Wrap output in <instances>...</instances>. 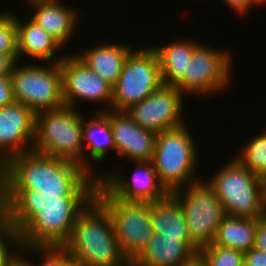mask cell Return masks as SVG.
I'll list each match as a JSON object with an SVG mask.
<instances>
[{
    "label": "cell",
    "instance_id": "30",
    "mask_svg": "<svg viewBox=\"0 0 266 266\" xmlns=\"http://www.w3.org/2000/svg\"><path fill=\"white\" fill-rule=\"evenodd\" d=\"M14 102L11 76L0 77V108Z\"/></svg>",
    "mask_w": 266,
    "mask_h": 266
},
{
    "label": "cell",
    "instance_id": "2",
    "mask_svg": "<svg viewBox=\"0 0 266 266\" xmlns=\"http://www.w3.org/2000/svg\"><path fill=\"white\" fill-rule=\"evenodd\" d=\"M77 163L34 151L10 158L0 168V190L41 194H95L99 180Z\"/></svg>",
    "mask_w": 266,
    "mask_h": 266
},
{
    "label": "cell",
    "instance_id": "17",
    "mask_svg": "<svg viewBox=\"0 0 266 266\" xmlns=\"http://www.w3.org/2000/svg\"><path fill=\"white\" fill-rule=\"evenodd\" d=\"M197 256L182 237H162L153 233L131 266H185Z\"/></svg>",
    "mask_w": 266,
    "mask_h": 266
},
{
    "label": "cell",
    "instance_id": "22",
    "mask_svg": "<svg viewBox=\"0 0 266 266\" xmlns=\"http://www.w3.org/2000/svg\"><path fill=\"white\" fill-rule=\"evenodd\" d=\"M85 117L83 116L84 168L91 173L93 171L90 161L101 163L110 149L115 151V142L109 119L103 113H95L94 118L89 120Z\"/></svg>",
    "mask_w": 266,
    "mask_h": 266
},
{
    "label": "cell",
    "instance_id": "4",
    "mask_svg": "<svg viewBox=\"0 0 266 266\" xmlns=\"http://www.w3.org/2000/svg\"><path fill=\"white\" fill-rule=\"evenodd\" d=\"M32 151L84 167L83 115L69 106L36 113Z\"/></svg>",
    "mask_w": 266,
    "mask_h": 266
},
{
    "label": "cell",
    "instance_id": "18",
    "mask_svg": "<svg viewBox=\"0 0 266 266\" xmlns=\"http://www.w3.org/2000/svg\"><path fill=\"white\" fill-rule=\"evenodd\" d=\"M62 0H27L34 10L30 19L54 37L63 47L76 31L80 17L77 10L65 6Z\"/></svg>",
    "mask_w": 266,
    "mask_h": 266
},
{
    "label": "cell",
    "instance_id": "31",
    "mask_svg": "<svg viewBox=\"0 0 266 266\" xmlns=\"http://www.w3.org/2000/svg\"><path fill=\"white\" fill-rule=\"evenodd\" d=\"M244 266H266V251L251 248L244 253Z\"/></svg>",
    "mask_w": 266,
    "mask_h": 266
},
{
    "label": "cell",
    "instance_id": "11",
    "mask_svg": "<svg viewBox=\"0 0 266 266\" xmlns=\"http://www.w3.org/2000/svg\"><path fill=\"white\" fill-rule=\"evenodd\" d=\"M230 53L199 43L188 63L184 77L175 85L186 96L214 95L228 89L232 62Z\"/></svg>",
    "mask_w": 266,
    "mask_h": 266
},
{
    "label": "cell",
    "instance_id": "25",
    "mask_svg": "<svg viewBox=\"0 0 266 266\" xmlns=\"http://www.w3.org/2000/svg\"><path fill=\"white\" fill-rule=\"evenodd\" d=\"M245 142L236 158L243 166L248 168L263 180H266V129Z\"/></svg>",
    "mask_w": 266,
    "mask_h": 266
},
{
    "label": "cell",
    "instance_id": "3",
    "mask_svg": "<svg viewBox=\"0 0 266 266\" xmlns=\"http://www.w3.org/2000/svg\"><path fill=\"white\" fill-rule=\"evenodd\" d=\"M63 247L72 260L87 266H131L122 253L109 214L95 199L78 216Z\"/></svg>",
    "mask_w": 266,
    "mask_h": 266
},
{
    "label": "cell",
    "instance_id": "36",
    "mask_svg": "<svg viewBox=\"0 0 266 266\" xmlns=\"http://www.w3.org/2000/svg\"><path fill=\"white\" fill-rule=\"evenodd\" d=\"M67 266H87V265H84V264H81V263H78L77 261H74V260H71Z\"/></svg>",
    "mask_w": 266,
    "mask_h": 266
},
{
    "label": "cell",
    "instance_id": "34",
    "mask_svg": "<svg viewBox=\"0 0 266 266\" xmlns=\"http://www.w3.org/2000/svg\"><path fill=\"white\" fill-rule=\"evenodd\" d=\"M224 4L228 5L239 16H245L250 8L255 5L254 0H222Z\"/></svg>",
    "mask_w": 266,
    "mask_h": 266
},
{
    "label": "cell",
    "instance_id": "10",
    "mask_svg": "<svg viewBox=\"0 0 266 266\" xmlns=\"http://www.w3.org/2000/svg\"><path fill=\"white\" fill-rule=\"evenodd\" d=\"M183 208L191 243L200 250L211 245L226 216L221 201L206 183L197 181L171 192Z\"/></svg>",
    "mask_w": 266,
    "mask_h": 266
},
{
    "label": "cell",
    "instance_id": "1",
    "mask_svg": "<svg viewBox=\"0 0 266 266\" xmlns=\"http://www.w3.org/2000/svg\"><path fill=\"white\" fill-rule=\"evenodd\" d=\"M95 194H41L0 190V211L17 230L21 247H63Z\"/></svg>",
    "mask_w": 266,
    "mask_h": 266
},
{
    "label": "cell",
    "instance_id": "5",
    "mask_svg": "<svg viewBox=\"0 0 266 266\" xmlns=\"http://www.w3.org/2000/svg\"><path fill=\"white\" fill-rule=\"evenodd\" d=\"M191 133L188 126L183 124L159 132L156 136L151 162L160 183L170 193L202 180L195 175L199 150Z\"/></svg>",
    "mask_w": 266,
    "mask_h": 266
},
{
    "label": "cell",
    "instance_id": "37",
    "mask_svg": "<svg viewBox=\"0 0 266 266\" xmlns=\"http://www.w3.org/2000/svg\"><path fill=\"white\" fill-rule=\"evenodd\" d=\"M265 189H264V215H266V180L264 182Z\"/></svg>",
    "mask_w": 266,
    "mask_h": 266
},
{
    "label": "cell",
    "instance_id": "16",
    "mask_svg": "<svg viewBox=\"0 0 266 266\" xmlns=\"http://www.w3.org/2000/svg\"><path fill=\"white\" fill-rule=\"evenodd\" d=\"M107 107L95 113H103L109 119L116 153L132 162L152 161L157 134L140 127L127 111Z\"/></svg>",
    "mask_w": 266,
    "mask_h": 266
},
{
    "label": "cell",
    "instance_id": "9",
    "mask_svg": "<svg viewBox=\"0 0 266 266\" xmlns=\"http://www.w3.org/2000/svg\"><path fill=\"white\" fill-rule=\"evenodd\" d=\"M161 84L159 58L153 46L132 49L112 86V110L127 111Z\"/></svg>",
    "mask_w": 266,
    "mask_h": 266
},
{
    "label": "cell",
    "instance_id": "24",
    "mask_svg": "<svg viewBox=\"0 0 266 266\" xmlns=\"http://www.w3.org/2000/svg\"><path fill=\"white\" fill-rule=\"evenodd\" d=\"M256 229L257 219L226 215L212 244L245 253L255 247Z\"/></svg>",
    "mask_w": 266,
    "mask_h": 266
},
{
    "label": "cell",
    "instance_id": "19",
    "mask_svg": "<svg viewBox=\"0 0 266 266\" xmlns=\"http://www.w3.org/2000/svg\"><path fill=\"white\" fill-rule=\"evenodd\" d=\"M26 20L22 22L16 16L19 62L24 56H29L41 60V63H59L64 55L58 58L56 54L64 47L30 18Z\"/></svg>",
    "mask_w": 266,
    "mask_h": 266
},
{
    "label": "cell",
    "instance_id": "26",
    "mask_svg": "<svg viewBox=\"0 0 266 266\" xmlns=\"http://www.w3.org/2000/svg\"><path fill=\"white\" fill-rule=\"evenodd\" d=\"M198 257L205 266H244V253L213 244L201 248Z\"/></svg>",
    "mask_w": 266,
    "mask_h": 266
},
{
    "label": "cell",
    "instance_id": "32",
    "mask_svg": "<svg viewBox=\"0 0 266 266\" xmlns=\"http://www.w3.org/2000/svg\"><path fill=\"white\" fill-rule=\"evenodd\" d=\"M255 247L259 250L266 251V215L257 219Z\"/></svg>",
    "mask_w": 266,
    "mask_h": 266
},
{
    "label": "cell",
    "instance_id": "6",
    "mask_svg": "<svg viewBox=\"0 0 266 266\" xmlns=\"http://www.w3.org/2000/svg\"><path fill=\"white\" fill-rule=\"evenodd\" d=\"M226 163L206 182L221 201L225 214L251 219L263 216L265 180L236 158Z\"/></svg>",
    "mask_w": 266,
    "mask_h": 266
},
{
    "label": "cell",
    "instance_id": "33",
    "mask_svg": "<svg viewBox=\"0 0 266 266\" xmlns=\"http://www.w3.org/2000/svg\"><path fill=\"white\" fill-rule=\"evenodd\" d=\"M18 61V55L0 54V77L11 76L12 70Z\"/></svg>",
    "mask_w": 266,
    "mask_h": 266
},
{
    "label": "cell",
    "instance_id": "23",
    "mask_svg": "<svg viewBox=\"0 0 266 266\" xmlns=\"http://www.w3.org/2000/svg\"><path fill=\"white\" fill-rule=\"evenodd\" d=\"M200 43L187 39L168 45H154L160 63L162 84L175 86L183 77L195 47Z\"/></svg>",
    "mask_w": 266,
    "mask_h": 266
},
{
    "label": "cell",
    "instance_id": "20",
    "mask_svg": "<svg viewBox=\"0 0 266 266\" xmlns=\"http://www.w3.org/2000/svg\"><path fill=\"white\" fill-rule=\"evenodd\" d=\"M150 216L153 232L162 237H182L197 253L191 243L186 217L179 200L168 193L164 198L150 202Z\"/></svg>",
    "mask_w": 266,
    "mask_h": 266
},
{
    "label": "cell",
    "instance_id": "7",
    "mask_svg": "<svg viewBox=\"0 0 266 266\" xmlns=\"http://www.w3.org/2000/svg\"><path fill=\"white\" fill-rule=\"evenodd\" d=\"M95 200L109 214L122 253L131 263L153 235L150 202H126L115 198L100 182Z\"/></svg>",
    "mask_w": 266,
    "mask_h": 266
},
{
    "label": "cell",
    "instance_id": "29",
    "mask_svg": "<svg viewBox=\"0 0 266 266\" xmlns=\"http://www.w3.org/2000/svg\"><path fill=\"white\" fill-rule=\"evenodd\" d=\"M22 253L27 255L33 251L34 253H41V261L39 266H67V264L72 260L68 254V251L64 247H24L21 248ZM43 255V257H42ZM32 266H36L33 265ZM38 266V265H37Z\"/></svg>",
    "mask_w": 266,
    "mask_h": 266
},
{
    "label": "cell",
    "instance_id": "13",
    "mask_svg": "<svg viewBox=\"0 0 266 266\" xmlns=\"http://www.w3.org/2000/svg\"><path fill=\"white\" fill-rule=\"evenodd\" d=\"M62 72L64 106L76 108L77 100L102 103L112 109V85L90 68L77 56L65 55L59 62Z\"/></svg>",
    "mask_w": 266,
    "mask_h": 266
},
{
    "label": "cell",
    "instance_id": "27",
    "mask_svg": "<svg viewBox=\"0 0 266 266\" xmlns=\"http://www.w3.org/2000/svg\"><path fill=\"white\" fill-rule=\"evenodd\" d=\"M0 12V54L18 55L16 14L8 9Z\"/></svg>",
    "mask_w": 266,
    "mask_h": 266
},
{
    "label": "cell",
    "instance_id": "38",
    "mask_svg": "<svg viewBox=\"0 0 266 266\" xmlns=\"http://www.w3.org/2000/svg\"><path fill=\"white\" fill-rule=\"evenodd\" d=\"M254 4L256 6L259 5V4H260V6H262L263 4L266 5V0H254Z\"/></svg>",
    "mask_w": 266,
    "mask_h": 266
},
{
    "label": "cell",
    "instance_id": "28",
    "mask_svg": "<svg viewBox=\"0 0 266 266\" xmlns=\"http://www.w3.org/2000/svg\"><path fill=\"white\" fill-rule=\"evenodd\" d=\"M9 242L13 246L15 244V248L17 249L15 252L11 250L13 246H9ZM10 247L11 249H9ZM21 248V241L17 230L0 211V266H7L13 257L18 254V252H21Z\"/></svg>",
    "mask_w": 266,
    "mask_h": 266
},
{
    "label": "cell",
    "instance_id": "21",
    "mask_svg": "<svg viewBox=\"0 0 266 266\" xmlns=\"http://www.w3.org/2000/svg\"><path fill=\"white\" fill-rule=\"evenodd\" d=\"M115 43H102L76 54L91 71L99 74L112 86L120 77L123 64L132 50L129 45Z\"/></svg>",
    "mask_w": 266,
    "mask_h": 266
},
{
    "label": "cell",
    "instance_id": "8",
    "mask_svg": "<svg viewBox=\"0 0 266 266\" xmlns=\"http://www.w3.org/2000/svg\"><path fill=\"white\" fill-rule=\"evenodd\" d=\"M24 63L18 61L11 73L15 102L26 105L35 114L64 106L60 63Z\"/></svg>",
    "mask_w": 266,
    "mask_h": 266
},
{
    "label": "cell",
    "instance_id": "35",
    "mask_svg": "<svg viewBox=\"0 0 266 266\" xmlns=\"http://www.w3.org/2000/svg\"><path fill=\"white\" fill-rule=\"evenodd\" d=\"M20 252H18V255L16 254L13 259L7 264V266H32L33 262H28L24 259L23 255H19ZM23 257V258H22Z\"/></svg>",
    "mask_w": 266,
    "mask_h": 266
},
{
    "label": "cell",
    "instance_id": "14",
    "mask_svg": "<svg viewBox=\"0 0 266 266\" xmlns=\"http://www.w3.org/2000/svg\"><path fill=\"white\" fill-rule=\"evenodd\" d=\"M131 181L114 171L97 174L99 182L115 197L126 202H154L169 192L160 183L151 161L134 162Z\"/></svg>",
    "mask_w": 266,
    "mask_h": 266
},
{
    "label": "cell",
    "instance_id": "15",
    "mask_svg": "<svg viewBox=\"0 0 266 266\" xmlns=\"http://www.w3.org/2000/svg\"><path fill=\"white\" fill-rule=\"evenodd\" d=\"M35 115L17 102L0 108V168L10 158L32 151Z\"/></svg>",
    "mask_w": 266,
    "mask_h": 266
},
{
    "label": "cell",
    "instance_id": "12",
    "mask_svg": "<svg viewBox=\"0 0 266 266\" xmlns=\"http://www.w3.org/2000/svg\"><path fill=\"white\" fill-rule=\"evenodd\" d=\"M184 94L177 86L161 84L127 113L140 127L156 134L185 123L182 117ZM184 121V122H183Z\"/></svg>",
    "mask_w": 266,
    "mask_h": 266
}]
</instances>
